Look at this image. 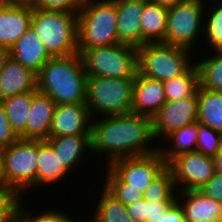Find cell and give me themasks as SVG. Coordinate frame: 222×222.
Wrapping results in <instances>:
<instances>
[{
	"label": "cell",
	"mask_w": 222,
	"mask_h": 222,
	"mask_svg": "<svg viewBox=\"0 0 222 222\" xmlns=\"http://www.w3.org/2000/svg\"><path fill=\"white\" fill-rule=\"evenodd\" d=\"M25 201L22 198L19 199L17 206L8 215L5 222H30V211H26L24 206ZM25 210V211H24Z\"/></svg>",
	"instance_id": "obj_42"
},
{
	"label": "cell",
	"mask_w": 222,
	"mask_h": 222,
	"mask_svg": "<svg viewBox=\"0 0 222 222\" xmlns=\"http://www.w3.org/2000/svg\"><path fill=\"white\" fill-rule=\"evenodd\" d=\"M152 3L158 4L160 6L171 8L174 5L178 4L179 2H182L184 0H148Z\"/></svg>",
	"instance_id": "obj_46"
},
{
	"label": "cell",
	"mask_w": 222,
	"mask_h": 222,
	"mask_svg": "<svg viewBox=\"0 0 222 222\" xmlns=\"http://www.w3.org/2000/svg\"><path fill=\"white\" fill-rule=\"evenodd\" d=\"M91 122L86 103L56 105L49 138L67 135H91Z\"/></svg>",
	"instance_id": "obj_13"
},
{
	"label": "cell",
	"mask_w": 222,
	"mask_h": 222,
	"mask_svg": "<svg viewBox=\"0 0 222 222\" xmlns=\"http://www.w3.org/2000/svg\"><path fill=\"white\" fill-rule=\"evenodd\" d=\"M94 216L86 222H135L128 214L126 206L102 188Z\"/></svg>",
	"instance_id": "obj_27"
},
{
	"label": "cell",
	"mask_w": 222,
	"mask_h": 222,
	"mask_svg": "<svg viewBox=\"0 0 222 222\" xmlns=\"http://www.w3.org/2000/svg\"><path fill=\"white\" fill-rule=\"evenodd\" d=\"M168 8L144 0L141 15L142 45L165 42Z\"/></svg>",
	"instance_id": "obj_23"
},
{
	"label": "cell",
	"mask_w": 222,
	"mask_h": 222,
	"mask_svg": "<svg viewBox=\"0 0 222 222\" xmlns=\"http://www.w3.org/2000/svg\"><path fill=\"white\" fill-rule=\"evenodd\" d=\"M176 201L183 208L186 222H220V203L200 190L177 191Z\"/></svg>",
	"instance_id": "obj_16"
},
{
	"label": "cell",
	"mask_w": 222,
	"mask_h": 222,
	"mask_svg": "<svg viewBox=\"0 0 222 222\" xmlns=\"http://www.w3.org/2000/svg\"><path fill=\"white\" fill-rule=\"evenodd\" d=\"M30 26L53 57L78 53L77 13L33 8Z\"/></svg>",
	"instance_id": "obj_4"
},
{
	"label": "cell",
	"mask_w": 222,
	"mask_h": 222,
	"mask_svg": "<svg viewBox=\"0 0 222 222\" xmlns=\"http://www.w3.org/2000/svg\"><path fill=\"white\" fill-rule=\"evenodd\" d=\"M215 172L222 174V146L213 157Z\"/></svg>",
	"instance_id": "obj_45"
},
{
	"label": "cell",
	"mask_w": 222,
	"mask_h": 222,
	"mask_svg": "<svg viewBox=\"0 0 222 222\" xmlns=\"http://www.w3.org/2000/svg\"><path fill=\"white\" fill-rule=\"evenodd\" d=\"M4 153L3 147L0 146V189H4Z\"/></svg>",
	"instance_id": "obj_47"
},
{
	"label": "cell",
	"mask_w": 222,
	"mask_h": 222,
	"mask_svg": "<svg viewBox=\"0 0 222 222\" xmlns=\"http://www.w3.org/2000/svg\"><path fill=\"white\" fill-rule=\"evenodd\" d=\"M198 122L222 133V92L198 87Z\"/></svg>",
	"instance_id": "obj_24"
},
{
	"label": "cell",
	"mask_w": 222,
	"mask_h": 222,
	"mask_svg": "<svg viewBox=\"0 0 222 222\" xmlns=\"http://www.w3.org/2000/svg\"><path fill=\"white\" fill-rule=\"evenodd\" d=\"M222 146V133L198 122L196 151L214 157Z\"/></svg>",
	"instance_id": "obj_33"
},
{
	"label": "cell",
	"mask_w": 222,
	"mask_h": 222,
	"mask_svg": "<svg viewBox=\"0 0 222 222\" xmlns=\"http://www.w3.org/2000/svg\"><path fill=\"white\" fill-rule=\"evenodd\" d=\"M10 56L37 75L45 63L53 58L31 26L10 49Z\"/></svg>",
	"instance_id": "obj_17"
},
{
	"label": "cell",
	"mask_w": 222,
	"mask_h": 222,
	"mask_svg": "<svg viewBox=\"0 0 222 222\" xmlns=\"http://www.w3.org/2000/svg\"><path fill=\"white\" fill-rule=\"evenodd\" d=\"M166 166L159 151L143 156L119 158L107 165L122 182L127 183V188L141 190L142 193Z\"/></svg>",
	"instance_id": "obj_10"
},
{
	"label": "cell",
	"mask_w": 222,
	"mask_h": 222,
	"mask_svg": "<svg viewBox=\"0 0 222 222\" xmlns=\"http://www.w3.org/2000/svg\"><path fill=\"white\" fill-rule=\"evenodd\" d=\"M37 162V188L42 187V185H55V183L60 182L70 174L61 164L58 152H55L46 140H38Z\"/></svg>",
	"instance_id": "obj_22"
},
{
	"label": "cell",
	"mask_w": 222,
	"mask_h": 222,
	"mask_svg": "<svg viewBox=\"0 0 222 222\" xmlns=\"http://www.w3.org/2000/svg\"><path fill=\"white\" fill-rule=\"evenodd\" d=\"M135 78L87 77L86 106L92 119L132 113Z\"/></svg>",
	"instance_id": "obj_5"
},
{
	"label": "cell",
	"mask_w": 222,
	"mask_h": 222,
	"mask_svg": "<svg viewBox=\"0 0 222 222\" xmlns=\"http://www.w3.org/2000/svg\"><path fill=\"white\" fill-rule=\"evenodd\" d=\"M37 74L10 57L0 71V101L27 91L37 90Z\"/></svg>",
	"instance_id": "obj_20"
},
{
	"label": "cell",
	"mask_w": 222,
	"mask_h": 222,
	"mask_svg": "<svg viewBox=\"0 0 222 222\" xmlns=\"http://www.w3.org/2000/svg\"><path fill=\"white\" fill-rule=\"evenodd\" d=\"M198 120L197 92L190 97L180 100L166 101L160 110L153 116V136L162 140L172 132Z\"/></svg>",
	"instance_id": "obj_12"
},
{
	"label": "cell",
	"mask_w": 222,
	"mask_h": 222,
	"mask_svg": "<svg viewBox=\"0 0 222 222\" xmlns=\"http://www.w3.org/2000/svg\"><path fill=\"white\" fill-rule=\"evenodd\" d=\"M129 216L135 222H146L147 221V201L143 197L138 201L126 206Z\"/></svg>",
	"instance_id": "obj_40"
},
{
	"label": "cell",
	"mask_w": 222,
	"mask_h": 222,
	"mask_svg": "<svg viewBox=\"0 0 222 222\" xmlns=\"http://www.w3.org/2000/svg\"><path fill=\"white\" fill-rule=\"evenodd\" d=\"M175 201L147 202V221L157 222Z\"/></svg>",
	"instance_id": "obj_39"
},
{
	"label": "cell",
	"mask_w": 222,
	"mask_h": 222,
	"mask_svg": "<svg viewBox=\"0 0 222 222\" xmlns=\"http://www.w3.org/2000/svg\"><path fill=\"white\" fill-rule=\"evenodd\" d=\"M207 9L211 14L208 12L205 15L202 37L205 36V43L208 44L211 51H222V2H218V5L216 2Z\"/></svg>",
	"instance_id": "obj_31"
},
{
	"label": "cell",
	"mask_w": 222,
	"mask_h": 222,
	"mask_svg": "<svg viewBox=\"0 0 222 222\" xmlns=\"http://www.w3.org/2000/svg\"><path fill=\"white\" fill-rule=\"evenodd\" d=\"M56 103L46 94L35 90L26 123V139L49 138Z\"/></svg>",
	"instance_id": "obj_18"
},
{
	"label": "cell",
	"mask_w": 222,
	"mask_h": 222,
	"mask_svg": "<svg viewBox=\"0 0 222 222\" xmlns=\"http://www.w3.org/2000/svg\"><path fill=\"white\" fill-rule=\"evenodd\" d=\"M19 199L17 194L0 189V222H5L8 215L17 206Z\"/></svg>",
	"instance_id": "obj_37"
},
{
	"label": "cell",
	"mask_w": 222,
	"mask_h": 222,
	"mask_svg": "<svg viewBox=\"0 0 222 222\" xmlns=\"http://www.w3.org/2000/svg\"><path fill=\"white\" fill-rule=\"evenodd\" d=\"M165 102L163 82L137 72L133 86L132 113L153 118Z\"/></svg>",
	"instance_id": "obj_14"
},
{
	"label": "cell",
	"mask_w": 222,
	"mask_h": 222,
	"mask_svg": "<svg viewBox=\"0 0 222 222\" xmlns=\"http://www.w3.org/2000/svg\"><path fill=\"white\" fill-rule=\"evenodd\" d=\"M37 90L56 105L86 103L87 74L79 53L48 60L37 75Z\"/></svg>",
	"instance_id": "obj_2"
},
{
	"label": "cell",
	"mask_w": 222,
	"mask_h": 222,
	"mask_svg": "<svg viewBox=\"0 0 222 222\" xmlns=\"http://www.w3.org/2000/svg\"><path fill=\"white\" fill-rule=\"evenodd\" d=\"M157 222H186L183 208L175 201Z\"/></svg>",
	"instance_id": "obj_41"
},
{
	"label": "cell",
	"mask_w": 222,
	"mask_h": 222,
	"mask_svg": "<svg viewBox=\"0 0 222 222\" xmlns=\"http://www.w3.org/2000/svg\"><path fill=\"white\" fill-rule=\"evenodd\" d=\"M199 190L209 198L220 202L222 200V174L215 172L208 182Z\"/></svg>",
	"instance_id": "obj_38"
},
{
	"label": "cell",
	"mask_w": 222,
	"mask_h": 222,
	"mask_svg": "<svg viewBox=\"0 0 222 222\" xmlns=\"http://www.w3.org/2000/svg\"><path fill=\"white\" fill-rule=\"evenodd\" d=\"M34 91L16 94L1 100L12 130L20 139H26V123Z\"/></svg>",
	"instance_id": "obj_26"
},
{
	"label": "cell",
	"mask_w": 222,
	"mask_h": 222,
	"mask_svg": "<svg viewBox=\"0 0 222 222\" xmlns=\"http://www.w3.org/2000/svg\"><path fill=\"white\" fill-rule=\"evenodd\" d=\"M154 140L149 116L134 113L97 116L91 122V153L106 155V166L119 158L155 153L159 147L151 145Z\"/></svg>",
	"instance_id": "obj_1"
},
{
	"label": "cell",
	"mask_w": 222,
	"mask_h": 222,
	"mask_svg": "<svg viewBox=\"0 0 222 222\" xmlns=\"http://www.w3.org/2000/svg\"><path fill=\"white\" fill-rule=\"evenodd\" d=\"M33 7L0 4V46L12 48L30 26Z\"/></svg>",
	"instance_id": "obj_19"
},
{
	"label": "cell",
	"mask_w": 222,
	"mask_h": 222,
	"mask_svg": "<svg viewBox=\"0 0 222 222\" xmlns=\"http://www.w3.org/2000/svg\"><path fill=\"white\" fill-rule=\"evenodd\" d=\"M19 137L12 130L4 105L0 101V146L6 147L16 142Z\"/></svg>",
	"instance_id": "obj_36"
},
{
	"label": "cell",
	"mask_w": 222,
	"mask_h": 222,
	"mask_svg": "<svg viewBox=\"0 0 222 222\" xmlns=\"http://www.w3.org/2000/svg\"><path fill=\"white\" fill-rule=\"evenodd\" d=\"M167 166L178 191L199 190L215 173L213 158L197 151L181 154Z\"/></svg>",
	"instance_id": "obj_11"
},
{
	"label": "cell",
	"mask_w": 222,
	"mask_h": 222,
	"mask_svg": "<svg viewBox=\"0 0 222 222\" xmlns=\"http://www.w3.org/2000/svg\"><path fill=\"white\" fill-rule=\"evenodd\" d=\"M3 153L4 190L23 198L27 190L36 187L38 140L19 138L3 147Z\"/></svg>",
	"instance_id": "obj_8"
},
{
	"label": "cell",
	"mask_w": 222,
	"mask_h": 222,
	"mask_svg": "<svg viewBox=\"0 0 222 222\" xmlns=\"http://www.w3.org/2000/svg\"><path fill=\"white\" fill-rule=\"evenodd\" d=\"M86 0H35L33 8L78 13Z\"/></svg>",
	"instance_id": "obj_34"
},
{
	"label": "cell",
	"mask_w": 222,
	"mask_h": 222,
	"mask_svg": "<svg viewBox=\"0 0 222 222\" xmlns=\"http://www.w3.org/2000/svg\"><path fill=\"white\" fill-rule=\"evenodd\" d=\"M220 203V210H221V220H222V200L219 202Z\"/></svg>",
	"instance_id": "obj_48"
},
{
	"label": "cell",
	"mask_w": 222,
	"mask_h": 222,
	"mask_svg": "<svg viewBox=\"0 0 222 222\" xmlns=\"http://www.w3.org/2000/svg\"><path fill=\"white\" fill-rule=\"evenodd\" d=\"M211 57L196 61L199 74V86L205 89L222 92V51H215Z\"/></svg>",
	"instance_id": "obj_29"
},
{
	"label": "cell",
	"mask_w": 222,
	"mask_h": 222,
	"mask_svg": "<svg viewBox=\"0 0 222 222\" xmlns=\"http://www.w3.org/2000/svg\"><path fill=\"white\" fill-rule=\"evenodd\" d=\"M198 138V121L170 133L165 139L170 145L166 148L158 146V151L168 165L175 157L189 152H195ZM172 145V146H171Z\"/></svg>",
	"instance_id": "obj_25"
},
{
	"label": "cell",
	"mask_w": 222,
	"mask_h": 222,
	"mask_svg": "<svg viewBox=\"0 0 222 222\" xmlns=\"http://www.w3.org/2000/svg\"><path fill=\"white\" fill-rule=\"evenodd\" d=\"M46 141L58 152L61 164L70 174L82 162L83 155L91 152V135H67L48 138Z\"/></svg>",
	"instance_id": "obj_21"
},
{
	"label": "cell",
	"mask_w": 222,
	"mask_h": 222,
	"mask_svg": "<svg viewBox=\"0 0 222 222\" xmlns=\"http://www.w3.org/2000/svg\"><path fill=\"white\" fill-rule=\"evenodd\" d=\"M166 101L193 96L199 87V74L194 64L183 74L163 82Z\"/></svg>",
	"instance_id": "obj_28"
},
{
	"label": "cell",
	"mask_w": 222,
	"mask_h": 222,
	"mask_svg": "<svg viewBox=\"0 0 222 222\" xmlns=\"http://www.w3.org/2000/svg\"><path fill=\"white\" fill-rule=\"evenodd\" d=\"M104 179V188L125 206L144 197L141 190L127 188V183L122 182L108 167Z\"/></svg>",
	"instance_id": "obj_32"
},
{
	"label": "cell",
	"mask_w": 222,
	"mask_h": 222,
	"mask_svg": "<svg viewBox=\"0 0 222 222\" xmlns=\"http://www.w3.org/2000/svg\"><path fill=\"white\" fill-rule=\"evenodd\" d=\"M88 77L135 78L138 48L128 44L78 49Z\"/></svg>",
	"instance_id": "obj_7"
},
{
	"label": "cell",
	"mask_w": 222,
	"mask_h": 222,
	"mask_svg": "<svg viewBox=\"0 0 222 222\" xmlns=\"http://www.w3.org/2000/svg\"><path fill=\"white\" fill-rule=\"evenodd\" d=\"M78 15L77 48L119 44L116 0H86Z\"/></svg>",
	"instance_id": "obj_3"
},
{
	"label": "cell",
	"mask_w": 222,
	"mask_h": 222,
	"mask_svg": "<svg viewBox=\"0 0 222 222\" xmlns=\"http://www.w3.org/2000/svg\"><path fill=\"white\" fill-rule=\"evenodd\" d=\"M35 0H0V4L33 7Z\"/></svg>",
	"instance_id": "obj_43"
},
{
	"label": "cell",
	"mask_w": 222,
	"mask_h": 222,
	"mask_svg": "<svg viewBox=\"0 0 222 222\" xmlns=\"http://www.w3.org/2000/svg\"><path fill=\"white\" fill-rule=\"evenodd\" d=\"M192 51L165 42L146 43L138 47V73L161 82L170 80L194 64Z\"/></svg>",
	"instance_id": "obj_6"
},
{
	"label": "cell",
	"mask_w": 222,
	"mask_h": 222,
	"mask_svg": "<svg viewBox=\"0 0 222 222\" xmlns=\"http://www.w3.org/2000/svg\"><path fill=\"white\" fill-rule=\"evenodd\" d=\"M147 202L176 201L177 189L172 170L166 166L144 190Z\"/></svg>",
	"instance_id": "obj_30"
},
{
	"label": "cell",
	"mask_w": 222,
	"mask_h": 222,
	"mask_svg": "<svg viewBox=\"0 0 222 222\" xmlns=\"http://www.w3.org/2000/svg\"><path fill=\"white\" fill-rule=\"evenodd\" d=\"M39 213L33 212L32 215V212H30V222H77L72 216L65 214L58 208H53L52 210L48 209L47 211L45 210Z\"/></svg>",
	"instance_id": "obj_35"
},
{
	"label": "cell",
	"mask_w": 222,
	"mask_h": 222,
	"mask_svg": "<svg viewBox=\"0 0 222 222\" xmlns=\"http://www.w3.org/2000/svg\"><path fill=\"white\" fill-rule=\"evenodd\" d=\"M144 0H116L119 41L135 47L142 46L141 15Z\"/></svg>",
	"instance_id": "obj_15"
},
{
	"label": "cell",
	"mask_w": 222,
	"mask_h": 222,
	"mask_svg": "<svg viewBox=\"0 0 222 222\" xmlns=\"http://www.w3.org/2000/svg\"><path fill=\"white\" fill-rule=\"evenodd\" d=\"M204 3V0H184L168 8L165 43L193 50L200 33H204L203 13L208 11Z\"/></svg>",
	"instance_id": "obj_9"
},
{
	"label": "cell",
	"mask_w": 222,
	"mask_h": 222,
	"mask_svg": "<svg viewBox=\"0 0 222 222\" xmlns=\"http://www.w3.org/2000/svg\"><path fill=\"white\" fill-rule=\"evenodd\" d=\"M10 57V48L0 46V71L4 68Z\"/></svg>",
	"instance_id": "obj_44"
}]
</instances>
